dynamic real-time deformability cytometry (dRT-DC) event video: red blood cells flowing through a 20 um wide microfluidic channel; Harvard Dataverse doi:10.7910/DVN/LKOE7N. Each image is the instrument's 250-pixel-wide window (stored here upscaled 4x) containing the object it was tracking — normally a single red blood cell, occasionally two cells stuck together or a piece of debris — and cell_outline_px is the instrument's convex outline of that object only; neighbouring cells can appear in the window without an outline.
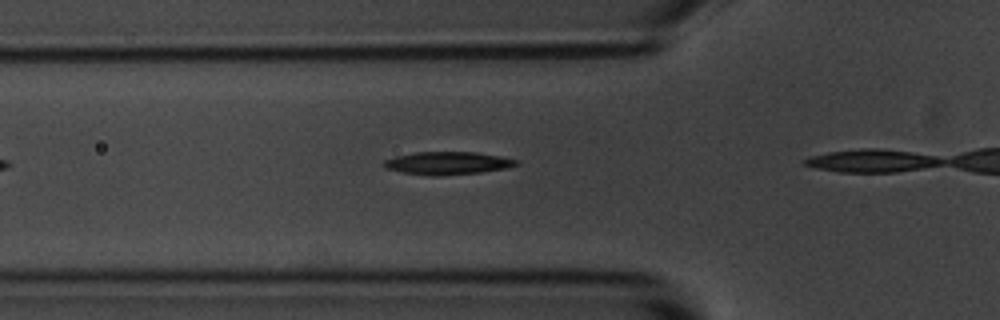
{"species": "common noctule bat (a hibernating species)", "species_latin": "Nyctalus noctula", "temperature_condition": "room temperature", "stored_images_in_passage": 4, "camera_frame_rate_fps": 3000, "um_per_image_px": 0.085, "animal": {"sex": "male", "body_mass_g": 20.1, "forearm_length_mm": 53.5}, "frame": {"image": 1, "passage_image": 3, "time_ms": 0.667, "image_size_px": [1000, 320], "cell_outline_px": [[520, 164], [508, 168], [480, 172], [436, 176], [432, 176], [404, 172], [384, 168], [380, 164], [384, 160], [396, 156], [416, 152], [476, 152], [500, 156], [520, 160]], "centroid_in_image_um": [38.06, 13.86], "position_along_channel_um": 87.7, "area_um2": 17.69}}